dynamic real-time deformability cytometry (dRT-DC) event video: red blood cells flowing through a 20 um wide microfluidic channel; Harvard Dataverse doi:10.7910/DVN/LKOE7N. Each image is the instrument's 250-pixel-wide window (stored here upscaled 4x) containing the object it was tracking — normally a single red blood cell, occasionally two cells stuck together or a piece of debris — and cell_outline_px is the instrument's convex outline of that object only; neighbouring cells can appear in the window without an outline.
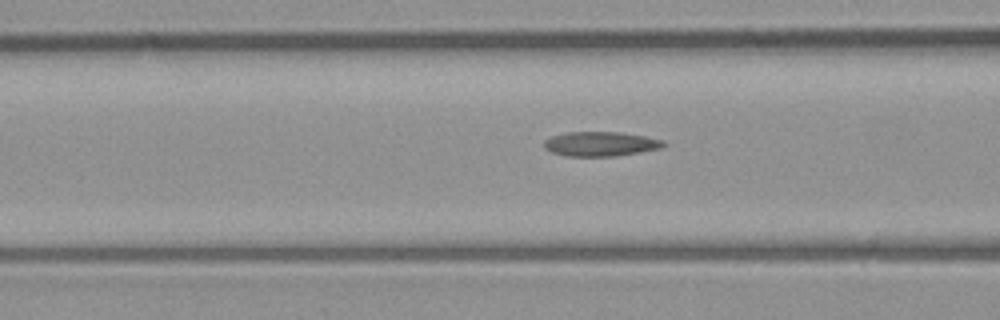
{"species": "common noctule bat (a hibernating species)", "species_latin": "Nyctalus noctula", "temperature_condition": "room temperature", "stored_images_in_passage": 19, "camera_frame_rate_fps": 3000, "um_per_image_px": 0.085, "animal": {"sex": "male", "body_mass_g": 23.1, "forearm_length_mm": 52.7}, "frame": {"image": 1, "passage_image": 8, "time_ms": 2.333, "image_size_px": [1000, 320], "cell_outline_px": [[668, 144], [660, 148], [640, 152], [612, 156], [568, 156], [552, 152], [544, 148], [544, 140], [552, 136], [564, 132], [620, 132], [644, 136], [664, 140]], "centroid_in_image_um": [51.05, 12.22], "position_along_channel_um": 115.6, "area_um2": 17.05}}
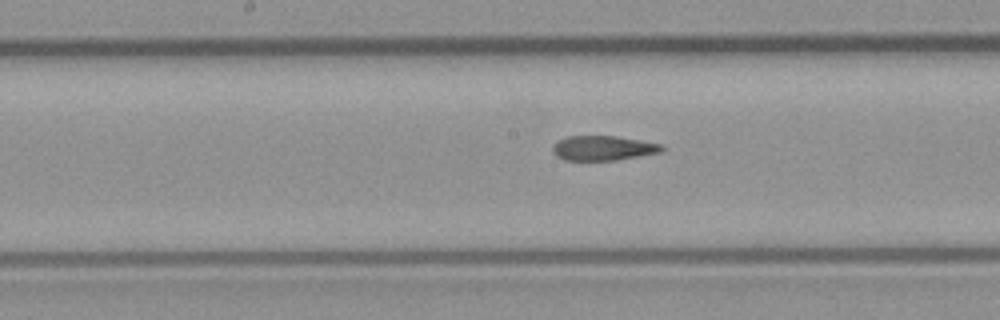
{"frame": {"image": 2, "passage_image": 14, "time_ms": 4.333, "image_size_px": [1000, 320], "cell_outline_px": [[664, 148], [660, 152], [616, 160], [564, 160], [556, 156], [552, 152], [552, 144], [568, 136], [612, 136], [660, 144]], "centroid_in_image_um": [51.18, 12.59], "position_along_channel_um": 197.0, "area_um2": 15.43}}
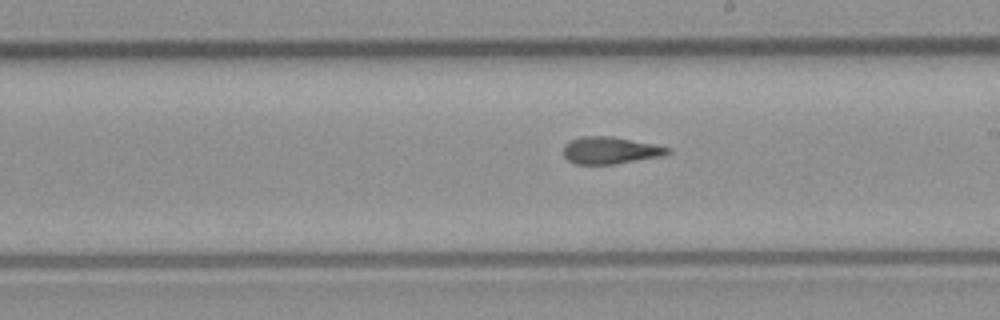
{"frame": {"image": 3, "passage_image": 17, "time_ms": 5.333, "image_size_px": [1000, 320], "cell_outline_px": [[672, 152], [660, 156], [612, 164], [576, 164], [568, 160], [564, 156], [564, 144], [580, 136], [612, 136], [672, 148]], "centroid_in_image_um": [51.85, 12.77], "position_along_channel_um": 237.1, "area_um2": 16.24}}